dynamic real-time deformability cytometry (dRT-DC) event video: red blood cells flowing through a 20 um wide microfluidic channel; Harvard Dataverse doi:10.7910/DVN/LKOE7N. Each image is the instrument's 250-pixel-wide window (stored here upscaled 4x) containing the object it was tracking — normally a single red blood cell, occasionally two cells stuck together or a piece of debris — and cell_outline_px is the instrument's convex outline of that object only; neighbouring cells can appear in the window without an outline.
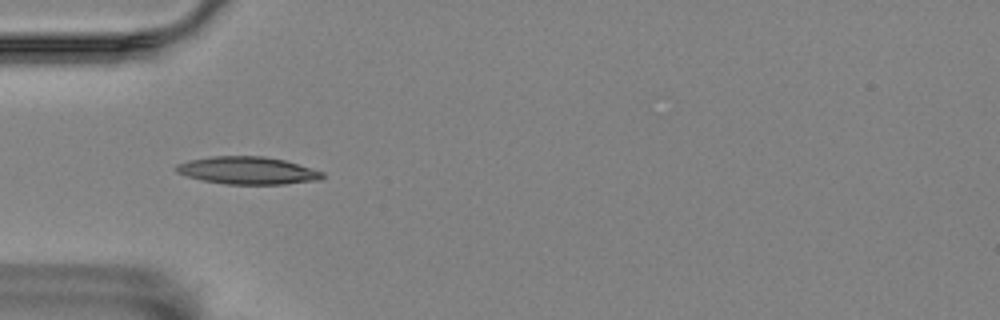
{"species": "Egyptian fruit bat (a non-hibernating species)", "species_latin": "Rousettus aegyptiacus", "temperature_condition": "room temperature", "stored_images_in_passage": 54, "camera_frame_rate_fps": 3000, "um_per_image_px": 0.085, "animal": {"sex": "female"}, "frame": {"image": 1, "passage_image": 16, "time_ms": 5.0, "image_size_px": [1000, 320], "cell_outline_px": [[324, 176], [320, 180], [284, 184], [224, 184], [204, 180], [188, 176], [176, 172], [176, 164], [188, 160], [212, 156], [264, 156], [284, 160], [324, 172]], "centroid_in_image_um": [21.05, 14.49], "position_along_channel_um": 64.0, "area_um2": 23.35}}
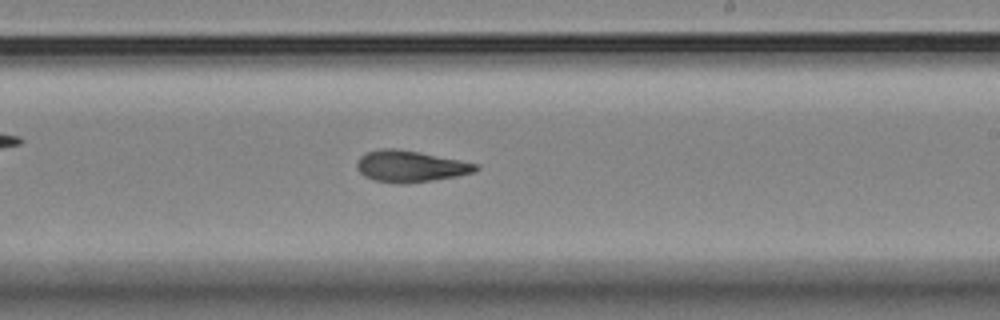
{"frame": {"image": 2, "passage_image": 32, "time_ms": 10.333, "image_size_px": [1000, 320], "cell_outline_px": [[480, 168], [476, 172], [456, 176], [408, 184], [396, 184], [372, 180], [364, 176], [356, 168], [356, 164], [360, 156], [368, 152], [380, 148], [396, 148], [460, 160], [480, 164]], "centroid_in_image_um": [34.87, 14.15], "position_along_channel_um": 254.1, "area_um2": 21.96}}
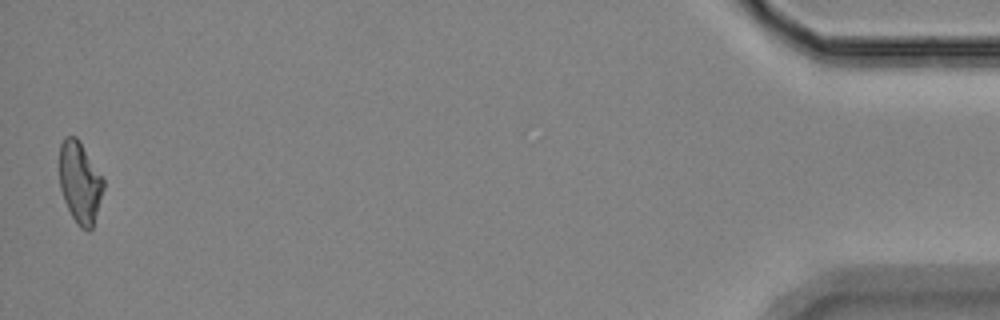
{"frame": {"image": 3, "passage_image": 54, "time_ms": 17.667, "image_size_px": [1000, 320], "cell_outline_px": [[104, 188], [92, 228], [88, 232], [80, 228], [76, 224], [64, 200], [60, 188], [60, 144], [64, 136], [76, 136], [104, 180]], "centroid_in_image_um": [6.78, 15.53], "position_along_channel_um": 428.4, "area_um2": 20.69}, "authors_computed_cell_mechanics": {"area_um2": 21.4727, "velocity_mm_per_s": 3.5707, "shape_relaxation_time_tau1_ms": 7.3323, "shape_relaxation_time_tau2_ms": 2.1448, "deformation_change_tau1": 0.1887, "deformation_change_tau2": 0.0851}}